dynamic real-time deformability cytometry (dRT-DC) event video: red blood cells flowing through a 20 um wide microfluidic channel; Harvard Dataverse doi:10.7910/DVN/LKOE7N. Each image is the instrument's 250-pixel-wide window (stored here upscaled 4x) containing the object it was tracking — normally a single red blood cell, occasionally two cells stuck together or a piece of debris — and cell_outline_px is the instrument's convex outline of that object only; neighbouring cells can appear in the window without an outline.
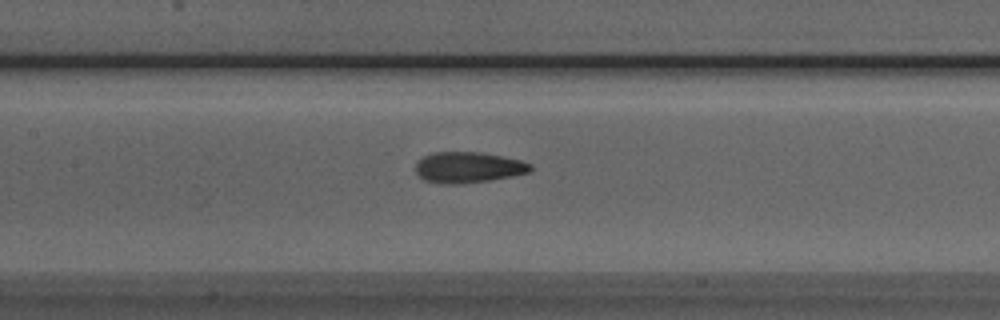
{"species": "Egyptian fruit bat (a non-hibernating species)", "species_latin": "Rousettus aegyptiacus", "temperature_condition": "room temperature", "stored_images_in_passage": 36, "camera_frame_rate_fps": 3000, "um_per_image_px": 0.085, "animal": {"sex": "male"}, "frame": {"image": 1, "passage_image": 8, "time_ms": 2.333, "image_size_px": [1000, 320], "cell_outline_px": [[532, 168], [528, 172], [512, 176], [488, 180], [460, 184], [436, 184], [424, 180], [416, 176], [416, 160], [432, 152], [480, 152], [524, 160], [532, 164]], "centroid_in_image_um": [39.76, 14.23], "position_along_channel_um": 167.6, "area_um2": 20.98}}
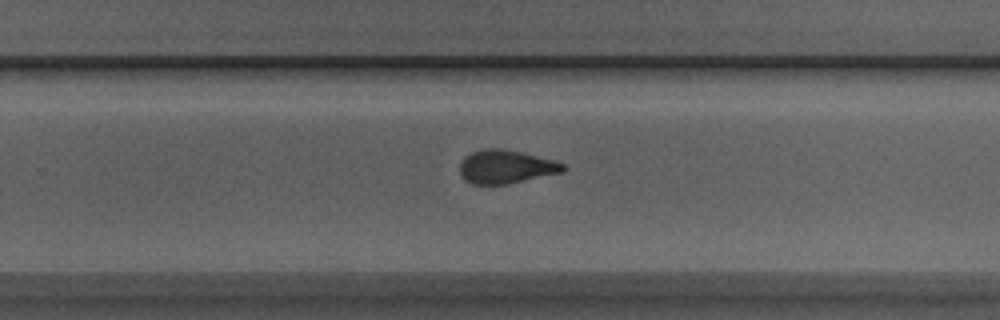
{"frame": {"image": 2, "passage_image": 17, "time_ms": 5.333, "image_size_px": [1000, 320], "cell_outline_px": [[568, 168], [564, 172], [508, 184], [472, 184], [460, 172], [460, 164], [464, 156], [472, 152], [488, 148], [504, 148], [552, 160], [564, 164]], "centroid_in_image_um": [43.03, 14.17], "position_along_channel_um": 286.8, "area_um2": 20.0}}
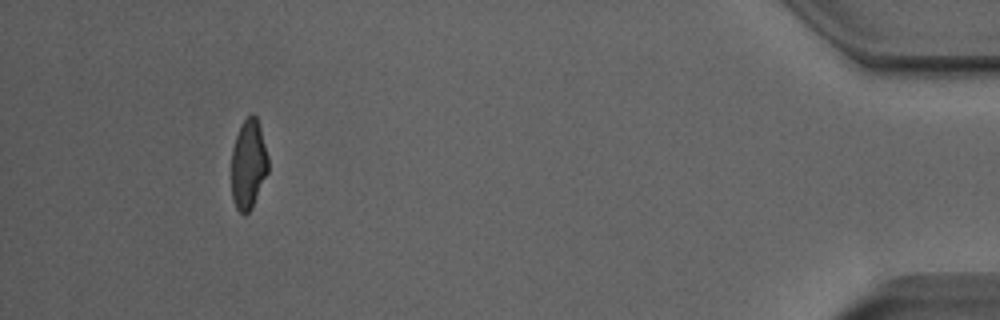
{"frame": {"image": 3, "passage_image": 32, "time_ms": 10.333, "image_size_px": [1000, 320], "cell_outline_px": [[268, 172], [252, 208], [244, 216], [236, 208], [232, 196], [232, 148], [240, 124], [252, 112], [256, 116], [260, 128], [268, 156]], "centroid_in_image_um": [21.11, 13.97], "position_along_channel_um": 414.1, "area_um2": 19.19}}